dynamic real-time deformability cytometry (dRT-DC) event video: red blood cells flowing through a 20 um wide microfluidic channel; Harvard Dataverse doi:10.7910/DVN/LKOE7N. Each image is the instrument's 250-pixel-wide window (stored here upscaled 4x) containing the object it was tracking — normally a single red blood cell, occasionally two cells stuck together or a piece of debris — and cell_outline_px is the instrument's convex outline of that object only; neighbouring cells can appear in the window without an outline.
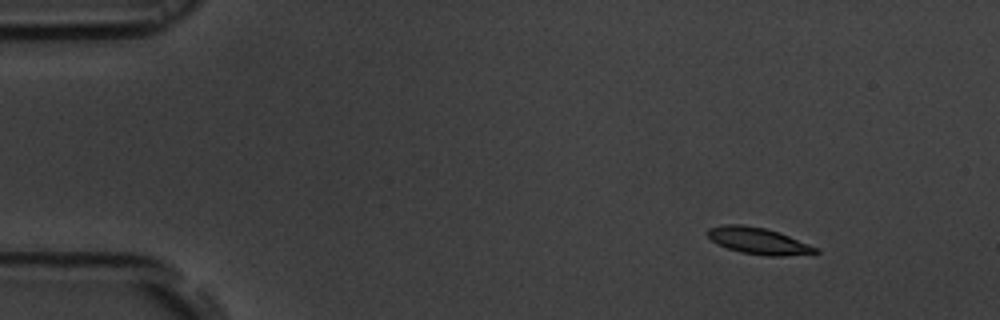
{"species": "common noctule bat (a hibernating species)", "species_latin": "Nyctalus noctula", "temperature_condition": "room temperature", "stored_images_in_passage": 50, "camera_frame_rate_fps": 3000, "um_per_image_px": 0.085, "animal": {"sex": "male", "body_mass_g": 19.5, "forearm_length_mm": 54.6}, "frame": {"image": 1, "passage_image": 1, "time_ms": 0.0, "image_size_px": [1000, 320], "cell_outline_px": [[820, 252], [816, 256], [768, 256], [740, 252], [716, 244], [704, 232], [708, 228], [724, 224], [740, 224], [764, 228], [788, 236], [820, 248]], "centroid_in_image_um": [64.53, 20.51], "position_along_channel_um": 20.5, "area_um2": 17.11}}
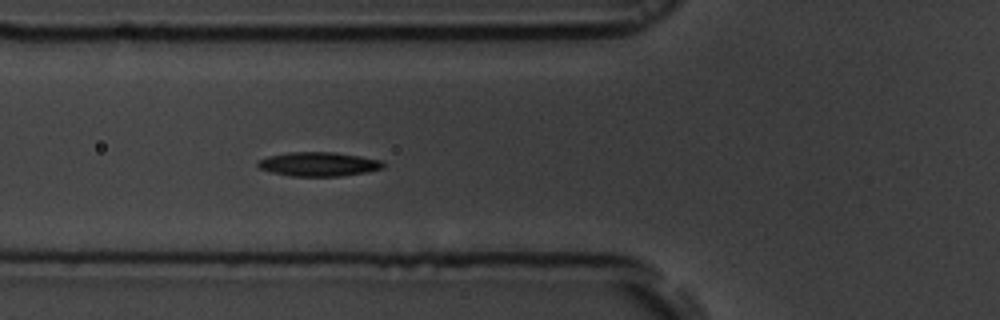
{"frame": {"image": 2, "passage_image": 15, "time_ms": 4.667, "image_size_px": [1000, 320], "cell_outline_px": [[384, 168], [364, 172], [340, 176], [292, 176], [272, 172], [260, 168], [256, 164], [256, 160], [268, 156], [288, 152], [336, 152], [360, 156], [380, 160], [384, 164]], "centroid_in_image_um": [27.05, 13.94], "position_along_channel_um": 98.8, "area_um2": 17.57}}
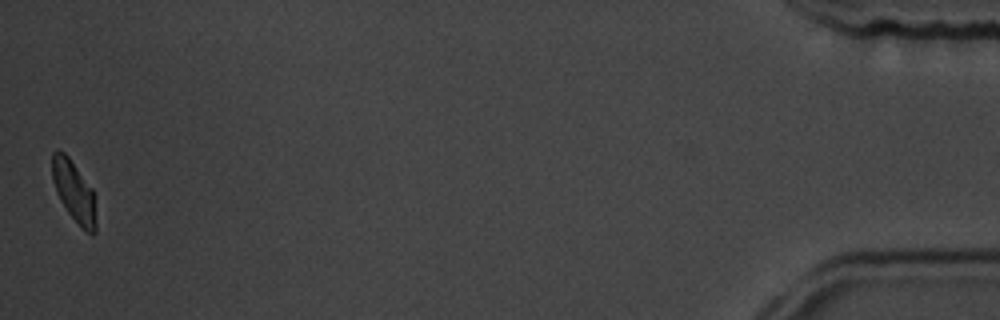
{"frame": {"image": 3, "passage_image": 50, "time_ms": 16.333, "image_size_px": [1000, 320], "cell_outline_px": [[96, 232], [92, 236], [68, 212], [60, 200], [56, 192], [52, 180], [52, 152], [56, 148], [64, 152], [68, 156], [92, 188], [96, 224]], "centroid_in_image_um": [6.26, 16.22], "position_along_channel_um": 428.9, "area_um2": 15.32}, "authors_computed_cell_mechanics": {"area_um2": 17.0799, "velocity_mm_per_s": 3.6318, "shape_relaxation_time_tau1_ms": 3.8947, "shape_relaxation_time_tau2_ms": 4.2646, "deformation_change_tau1": 0.1245, "deformation_change_tau2": 0.0764}}